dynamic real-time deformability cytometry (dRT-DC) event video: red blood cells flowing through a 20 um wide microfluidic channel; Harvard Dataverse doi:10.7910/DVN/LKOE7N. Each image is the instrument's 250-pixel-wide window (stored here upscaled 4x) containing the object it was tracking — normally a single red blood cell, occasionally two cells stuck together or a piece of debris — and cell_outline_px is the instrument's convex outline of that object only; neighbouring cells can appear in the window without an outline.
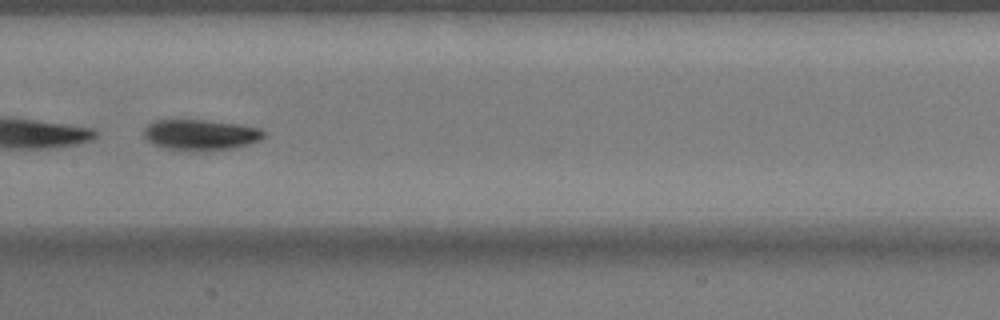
{"species": "common noctule bat (a hibernating species)", "species_latin": "Nyctalus noctula", "temperature_condition": "warm", "stored_images_in_passage": 33, "camera_frame_rate_fps": 3000, "um_per_image_px": 0.085, "animal": {"sex": "male", "body_mass_g": 17.9}, "frame": {"image": 1, "passage_image": 15, "time_ms": 4.667, "image_size_px": [1000, 320], "cell_outline_px": [[264, 136], [260, 140], [248, 144], [232, 148], [168, 148], [152, 144], [144, 136], [144, 128], [152, 120], [204, 120], [240, 124], [260, 128], [264, 132]], "centroid_in_image_um": [17.04, 11.4], "position_along_channel_um": 190.4, "area_um2": 20.63}}